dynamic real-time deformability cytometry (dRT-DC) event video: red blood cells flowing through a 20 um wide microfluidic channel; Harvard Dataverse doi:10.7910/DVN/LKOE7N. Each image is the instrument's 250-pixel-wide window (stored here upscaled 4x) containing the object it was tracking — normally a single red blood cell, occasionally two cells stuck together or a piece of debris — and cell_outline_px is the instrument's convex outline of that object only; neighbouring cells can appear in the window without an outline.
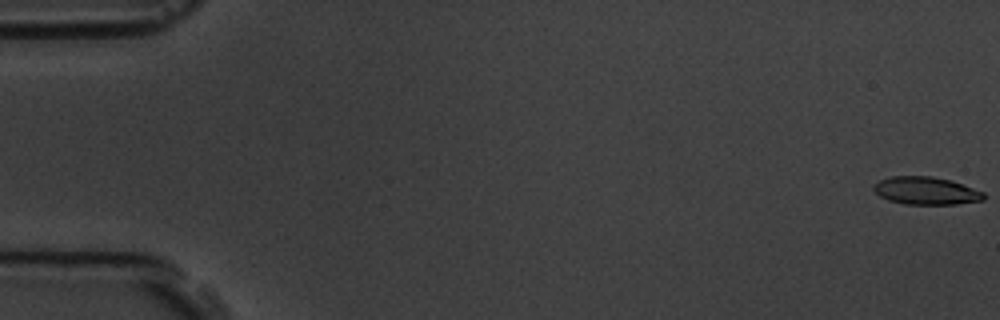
{"species": "common noctule bat (a hibernating species)", "species_latin": "Nyctalus noctula", "temperature_condition": "room temperature", "stored_images_in_passage": 58, "camera_frame_rate_fps": 3000, "um_per_image_px": 0.085, "animal": {"sex": "male", "body_mass_g": 19.5, "forearm_length_mm": 54.6}, "frame": {"image": 1, "passage_image": 1, "time_ms": 0.0, "image_size_px": [1000, 320], "cell_outline_px": [[984, 200], [956, 204], [904, 204], [888, 200], [880, 196], [872, 188], [872, 184], [880, 180], [892, 176], [932, 176], [952, 180], [984, 192]], "centroid_in_image_um": [78.7, 16.21], "position_along_channel_um": 6.3, "area_um2": 17.86}}
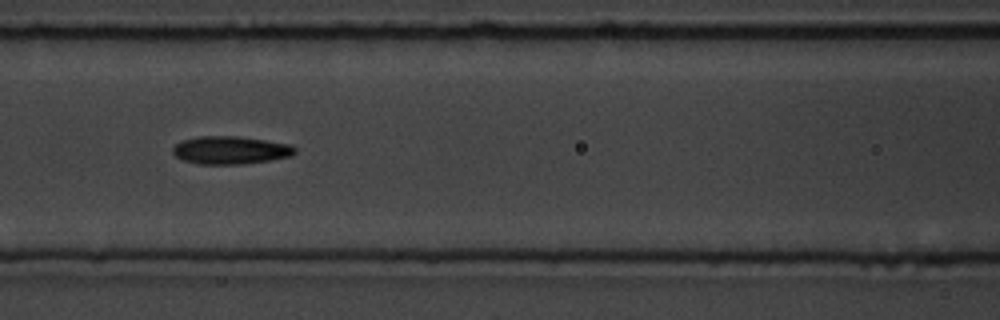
{"frame": {"image": 2, "passage_image": 26, "time_ms": 8.333, "image_size_px": [1000, 320], "cell_outline_px": [[296, 152], [292, 156], [272, 160], [244, 164], [200, 164], [184, 160], [176, 156], [172, 152], [172, 148], [180, 140], [200, 136], [236, 136], [292, 144], [296, 148]], "centroid_in_image_um": [19.61, 12.76], "position_along_channel_um": 147.0, "area_um2": 20.0}}
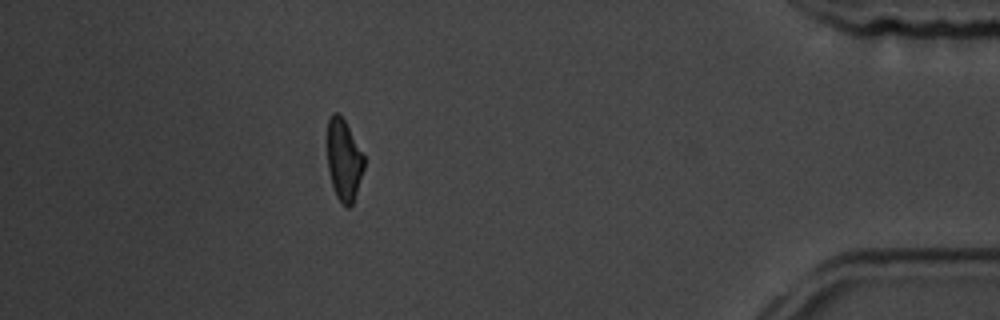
{"frame": {"image": 3, "passage_image": 52, "time_ms": 17.0, "image_size_px": [1000, 320], "cell_outline_px": [[364, 168], [352, 204], [348, 208], [344, 208], [336, 196], [332, 184], [328, 168], [328, 120], [332, 112], [340, 112], [364, 156]], "centroid_in_image_um": [29.22, 13.6], "position_along_channel_um": 406.0, "area_um2": 17.28}, "authors_computed_cell_mechanics": {"area_um2": 18.5538, "velocity_mm_per_s": 3.5706, "shape_relaxation_time_tau1_ms": 5.2764, "shape_relaxation_time_tau2_ms": 6.3467, "deformation_change_tau1": 0.1528, "deformation_change_tau2": 0.1482}}